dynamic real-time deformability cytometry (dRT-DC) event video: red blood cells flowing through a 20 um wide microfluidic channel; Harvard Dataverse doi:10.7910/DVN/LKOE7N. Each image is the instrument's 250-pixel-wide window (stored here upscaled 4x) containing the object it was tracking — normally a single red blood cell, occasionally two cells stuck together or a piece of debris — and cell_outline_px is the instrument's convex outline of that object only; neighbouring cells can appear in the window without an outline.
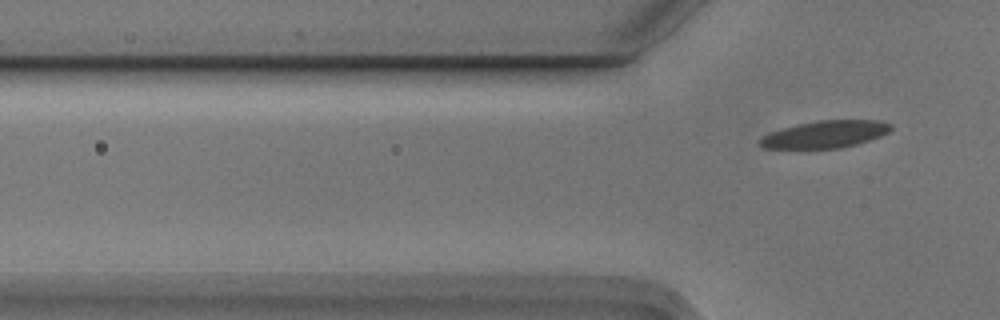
{"species": "Egyptian fruit bat (a non-hibernating species)", "species_latin": "Rousettus aegyptiacus", "temperature_condition": "cold", "stored_images_in_passage": 6, "camera_frame_rate_fps": 3000, "um_per_image_px": 0.085, "animal": {"sex": "male"}, "frame": {"image": 1, "passage_image": 6, "time_ms": 1.667, "image_size_px": [1000, 320], "cell_outline_px": [[892, 128], [888, 132], [880, 136], [856, 144], [840, 148], [804, 152], [764, 148], [760, 144], [760, 140], [764, 136], [772, 132], [784, 128], [800, 124], [820, 120], [876, 120], [892, 124]], "centroid_in_image_um": [70.09, 11.48], "position_along_channel_um": 55.7, "area_um2": 21.39}}